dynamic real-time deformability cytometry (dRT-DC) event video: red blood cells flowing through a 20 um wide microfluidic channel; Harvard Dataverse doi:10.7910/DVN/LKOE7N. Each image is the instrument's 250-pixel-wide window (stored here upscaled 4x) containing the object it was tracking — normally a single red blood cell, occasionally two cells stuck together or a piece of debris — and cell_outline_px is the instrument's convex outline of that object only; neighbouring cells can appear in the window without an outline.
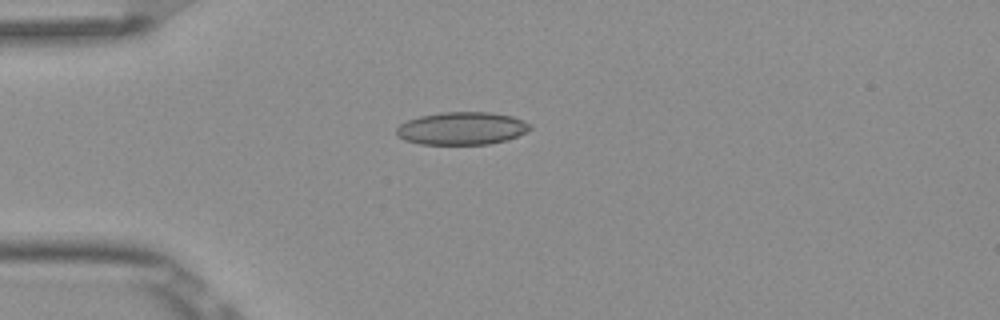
{"species": "Egyptian fruit bat (a non-hibernating species)", "species_latin": "Rousettus aegyptiacus", "temperature_condition": "room temperature", "stored_images_in_passage": 4, "camera_frame_rate_fps": 3000, "um_per_image_px": 0.085, "frame": {"image": 1, "passage_image": 1, "time_ms": 0.0, "image_size_px": [1000, 320], "cell_outline_px": [[532, 128], [508, 140], [488, 144], [420, 144], [404, 140], [396, 136], [396, 128], [400, 124], [408, 120], [420, 116], [440, 112], [488, 112], [512, 116], [524, 120], [532, 124]], "centroid_in_image_um": [39.25, 10.91], "position_along_channel_um": 45.8, "area_um2": 25.61}}
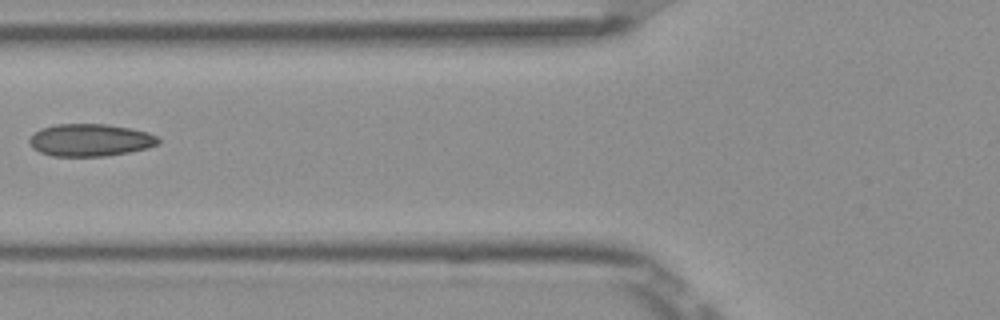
{"frame": {"image": 2, "passage_image": 3, "time_ms": 0.667, "image_size_px": [1000, 320], "cell_outline_px": [[160, 144], [148, 148], [128, 152], [104, 156], [52, 156], [40, 152], [32, 148], [28, 140], [40, 128], [56, 124], [108, 124], [148, 132], [156, 136], [160, 140]], "centroid_in_image_um": [7.67, 11.91], "position_along_channel_um": 118.1, "area_um2": 24.33}}
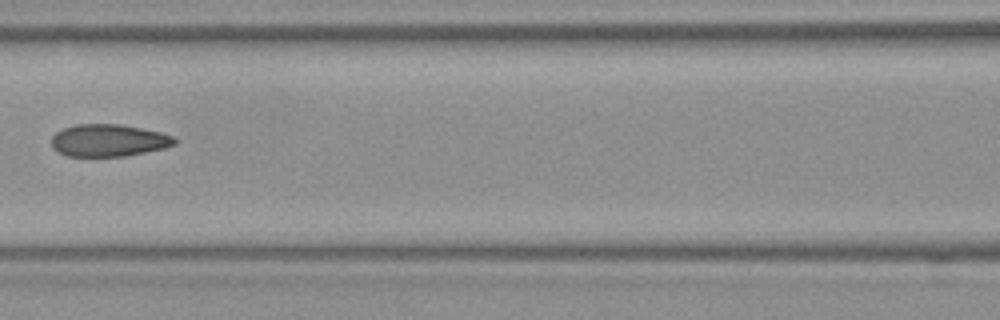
{"frame": {"image": 3, "passage_image": 4, "time_ms": 1.0, "image_size_px": [1000, 320], "cell_outline_px": [[176, 144], [164, 148], [124, 156], [68, 156], [52, 148], [52, 136], [56, 132], [64, 128], [76, 124], [120, 124], [160, 132], [172, 136], [176, 140]], "centroid_in_image_um": [9.21, 11.93], "position_along_channel_um": 157.4, "area_um2": 22.95}}